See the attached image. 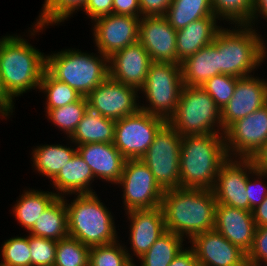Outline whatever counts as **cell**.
Instances as JSON below:
<instances>
[{
    "label": "cell",
    "instance_id": "cell-34",
    "mask_svg": "<svg viewBox=\"0 0 267 266\" xmlns=\"http://www.w3.org/2000/svg\"><path fill=\"white\" fill-rule=\"evenodd\" d=\"M88 102L86 97H82L79 101L67 104L56 109H46L45 113L53 125L57 126L67 137H71L75 132L78 123L83 118Z\"/></svg>",
    "mask_w": 267,
    "mask_h": 266
},
{
    "label": "cell",
    "instance_id": "cell-7",
    "mask_svg": "<svg viewBox=\"0 0 267 266\" xmlns=\"http://www.w3.org/2000/svg\"><path fill=\"white\" fill-rule=\"evenodd\" d=\"M167 122L181 136L224 134L221 109L201 86L183 85L176 112Z\"/></svg>",
    "mask_w": 267,
    "mask_h": 266
},
{
    "label": "cell",
    "instance_id": "cell-42",
    "mask_svg": "<svg viewBox=\"0 0 267 266\" xmlns=\"http://www.w3.org/2000/svg\"><path fill=\"white\" fill-rule=\"evenodd\" d=\"M246 260L267 261V226L256 227L251 250Z\"/></svg>",
    "mask_w": 267,
    "mask_h": 266
},
{
    "label": "cell",
    "instance_id": "cell-41",
    "mask_svg": "<svg viewBox=\"0 0 267 266\" xmlns=\"http://www.w3.org/2000/svg\"><path fill=\"white\" fill-rule=\"evenodd\" d=\"M250 178L252 181L250 180ZM262 178L263 180L267 178V173L259 171L255 168H253L251 170V173L248 174V180L246 182V192L248 196L249 206L252 210L255 209L258 205H260L267 196V184H263L264 182H262Z\"/></svg>",
    "mask_w": 267,
    "mask_h": 266
},
{
    "label": "cell",
    "instance_id": "cell-39",
    "mask_svg": "<svg viewBox=\"0 0 267 266\" xmlns=\"http://www.w3.org/2000/svg\"><path fill=\"white\" fill-rule=\"evenodd\" d=\"M238 79L231 75L219 74L209 78L201 87L222 109L232 98Z\"/></svg>",
    "mask_w": 267,
    "mask_h": 266
},
{
    "label": "cell",
    "instance_id": "cell-32",
    "mask_svg": "<svg viewBox=\"0 0 267 266\" xmlns=\"http://www.w3.org/2000/svg\"><path fill=\"white\" fill-rule=\"evenodd\" d=\"M87 0H45L43 9L38 16L31 30V36L35 35L48 25H59L64 20H67L73 13H77L78 9H84Z\"/></svg>",
    "mask_w": 267,
    "mask_h": 266
},
{
    "label": "cell",
    "instance_id": "cell-19",
    "mask_svg": "<svg viewBox=\"0 0 267 266\" xmlns=\"http://www.w3.org/2000/svg\"><path fill=\"white\" fill-rule=\"evenodd\" d=\"M151 63L148 52L137 41L109 57V76L139 91L145 84Z\"/></svg>",
    "mask_w": 267,
    "mask_h": 266
},
{
    "label": "cell",
    "instance_id": "cell-30",
    "mask_svg": "<svg viewBox=\"0 0 267 266\" xmlns=\"http://www.w3.org/2000/svg\"><path fill=\"white\" fill-rule=\"evenodd\" d=\"M164 16L176 31L204 17H216L211 0H172Z\"/></svg>",
    "mask_w": 267,
    "mask_h": 266
},
{
    "label": "cell",
    "instance_id": "cell-46",
    "mask_svg": "<svg viewBox=\"0 0 267 266\" xmlns=\"http://www.w3.org/2000/svg\"><path fill=\"white\" fill-rule=\"evenodd\" d=\"M188 248H184L169 266H200L194 251L190 247Z\"/></svg>",
    "mask_w": 267,
    "mask_h": 266
},
{
    "label": "cell",
    "instance_id": "cell-12",
    "mask_svg": "<svg viewBox=\"0 0 267 266\" xmlns=\"http://www.w3.org/2000/svg\"><path fill=\"white\" fill-rule=\"evenodd\" d=\"M224 140L229 158L251 159L267 141V104L232 123Z\"/></svg>",
    "mask_w": 267,
    "mask_h": 266
},
{
    "label": "cell",
    "instance_id": "cell-37",
    "mask_svg": "<svg viewBox=\"0 0 267 266\" xmlns=\"http://www.w3.org/2000/svg\"><path fill=\"white\" fill-rule=\"evenodd\" d=\"M90 247L66 237L57 241L54 266H89Z\"/></svg>",
    "mask_w": 267,
    "mask_h": 266
},
{
    "label": "cell",
    "instance_id": "cell-11",
    "mask_svg": "<svg viewBox=\"0 0 267 266\" xmlns=\"http://www.w3.org/2000/svg\"><path fill=\"white\" fill-rule=\"evenodd\" d=\"M118 186L123 189L125 212L161 206L163 190L141 159H127Z\"/></svg>",
    "mask_w": 267,
    "mask_h": 266
},
{
    "label": "cell",
    "instance_id": "cell-17",
    "mask_svg": "<svg viewBox=\"0 0 267 266\" xmlns=\"http://www.w3.org/2000/svg\"><path fill=\"white\" fill-rule=\"evenodd\" d=\"M189 243L200 266H246L247 254L215 229L194 236Z\"/></svg>",
    "mask_w": 267,
    "mask_h": 266
},
{
    "label": "cell",
    "instance_id": "cell-13",
    "mask_svg": "<svg viewBox=\"0 0 267 266\" xmlns=\"http://www.w3.org/2000/svg\"><path fill=\"white\" fill-rule=\"evenodd\" d=\"M138 90L108 76L87 96L88 107L101 116L119 120L140 109ZM138 98V99H137Z\"/></svg>",
    "mask_w": 267,
    "mask_h": 266
},
{
    "label": "cell",
    "instance_id": "cell-14",
    "mask_svg": "<svg viewBox=\"0 0 267 266\" xmlns=\"http://www.w3.org/2000/svg\"><path fill=\"white\" fill-rule=\"evenodd\" d=\"M253 168L251 159L228 158L220 166L211 189L217 203L252 212L246 192V182Z\"/></svg>",
    "mask_w": 267,
    "mask_h": 266
},
{
    "label": "cell",
    "instance_id": "cell-29",
    "mask_svg": "<svg viewBox=\"0 0 267 266\" xmlns=\"http://www.w3.org/2000/svg\"><path fill=\"white\" fill-rule=\"evenodd\" d=\"M77 153V147L61 144L36 146L32 151L33 165L38 173L50 181Z\"/></svg>",
    "mask_w": 267,
    "mask_h": 266
},
{
    "label": "cell",
    "instance_id": "cell-6",
    "mask_svg": "<svg viewBox=\"0 0 267 266\" xmlns=\"http://www.w3.org/2000/svg\"><path fill=\"white\" fill-rule=\"evenodd\" d=\"M97 53L89 54L71 48L47 54L46 71L86 97L109 76V58Z\"/></svg>",
    "mask_w": 267,
    "mask_h": 266
},
{
    "label": "cell",
    "instance_id": "cell-8",
    "mask_svg": "<svg viewBox=\"0 0 267 266\" xmlns=\"http://www.w3.org/2000/svg\"><path fill=\"white\" fill-rule=\"evenodd\" d=\"M183 85L181 64L152 62L139 90L147 102L140 109L168 121L176 112Z\"/></svg>",
    "mask_w": 267,
    "mask_h": 266
},
{
    "label": "cell",
    "instance_id": "cell-5",
    "mask_svg": "<svg viewBox=\"0 0 267 266\" xmlns=\"http://www.w3.org/2000/svg\"><path fill=\"white\" fill-rule=\"evenodd\" d=\"M234 26L232 30L221 28L214 38L218 43L219 74L248 77L265 60L262 35L250 25Z\"/></svg>",
    "mask_w": 267,
    "mask_h": 266
},
{
    "label": "cell",
    "instance_id": "cell-35",
    "mask_svg": "<svg viewBox=\"0 0 267 266\" xmlns=\"http://www.w3.org/2000/svg\"><path fill=\"white\" fill-rule=\"evenodd\" d=\"M213 13L220 21L233 25H250L253 0H211Z\"/></svg>",
    "mask_w": 267,
    "mask_h": 266
},
{
    "label": "cell",
    "instance_id": "cell-1",
    "mask_svg": "<svg viewBox=\"0 0 267 266\" xmlns=\"http://www.w3.org/2000/svg\"><path fill=\"white\" fill-rule=\"evenodd\" d=\"M217 201L210 189L176 188L163 192L166 230L191 240L215 226Z\"/></svg>",
    "mask_w": 267,
    "mask_h": 266
},
{
    "label": "cell",
    "instance_id": "cell-49",
    "mask_svg": "<svg viewBox=\"0 0 267 266\" xmlns=\"http://www.w3.org/2000/svg\"><path fill=\"white\" fill-rule=\"evenodd\" d=\"M260 15L267 21V0H253L251 26L255 25V21L261 17Z\"/></svg>",
    "mask_w": 267,
    "mask_h": 266
},
{
    "label": "cell",
    "instance_id": "cell-18",
    "mask_svg": "<svg viewBox=\"0 0 267 266\" xmlns=\"http://www.w3.org/2000/svg\"><path fill=\"white\" fill-rule=\"evenodd\" d=\"M253 76L237 80L232 98L221 109L223 131L238 119L267 104V80Z\"/></svg>",
    "mask_w": 267,
    "mask_h": 266
},
{
    "label": "cell",
    "instance_id": "cell-48",
    "mask_svg": "<svg viewBox=\"0 0 267 266\" xmlns=\"http://www.w3.org/2000/svg\"><path fill=\"white\" fill-rule=\"evenodd\" d=\"M256 227L267 226V196L264 201L252 211Z\"/></svg>",
    "mask_w": 267,
    "mask_h": 266
},
{
    "label": "cell",
    "instance_id": "cell-54",
    "mask_svg": "<svg viewBox=\"0 0 267 266\" xmlns=\"http://www.w3.org/2000/svg\"><path fill=\"white\" fill-rule=\"evenodd\" d=\"M2 116V119L5 117V119L9 118V116L3 112L2 110H0V117ZM7 117V118H6Z\"/></svg>",
    "mask_w": 267,
    "mask_h": 266
},
{
    "label": "cell",
    "instance_id": "cell-15",
    "mask_svg": "<svg viewBox=\"0 0 267 266\" xmlns=\"http://www.w3.org/2000/svg\"><path fill=\"white\" fill-rule=\"evenodd\" d=\"M141 17L110 14L93 22L94 44L102 55L111 57L116 51L139 41Z\"/></svg>",
    "mask_w": 267,
    "mask_h": 266
},
{
    "label": "cell",
    "instance_id": "cell-3",
    "mask_svg": "<svg viewBox=\"0 0 267 266\" xmlns=\"http://www.w3.org/2000/svg\"><path fill=\"white\" fill-rule=\"evenodd\" d=\"M224 134L182 136L181 188L212 189L220 166L228 159Z\"/></svg>",
    "mask_w": 267,
    "mask_h": 266
},
{
    "label": "cell",
    "instance_id": "cell-10",
    "mask_svg": "<svg viewBox=\"0 0 267 266\" xmlns=\"http://www.w3.org/2000/svg\"><path fill=\"white\" fill-rule=\"evenodd\" d=\"M166 123L165 119L139 109L116 120L113 144L126 160L141 159Z\"/></svg>",
    "mask_w": 267,
    "mask_h": 266
},
{
    "label": "cell",
    "instance_id": "cell-2",
    "mask_svg": "<svg viewBox=\"0 0 267 266\" xmlns=\"http://www.w3.org/2000/svg\"><path fill=\"white\" fill-rule=\"evenodd\" d=\"M46 70V55L18 35H8L0 52V81L14 100L31 89H38Z\"/></svg>",
    "mask_w": 267,
    "mask_h": 266
},
{
    "label": "cell",
    "instance_id": "cell-28",
    "mask_svg": "<svg viewBox=\"0 0 267 266\" xmlns=\"http://www.w3.org/2000/svg\"><path fill=\"white\" fill-rule=\"evenodd\" d=\"M57 194L35 189L24 190L16 204L13 205L15 219L27 232L34 226L40 215L57 198Z\"/></svg>",
    "mask_w": 267,
    "mask_h": 266
},
{
    "label": "cell",
    "instance_id": "cell-27",
    "mask_svg": "<svg viewBox=\"0 0 267 266\" xmlns=\"http://www.w3.org/2000/svg\"><path fill=\"white\" fill-rule=\"evenodd\" d=\"M64 198L66 197H57L50 204L28 231L30 235L55 241L69 236L67 208Z\"/></svg>",
    "mask_w": 267,
    "mask_h": 266
},
{
    "label": "cell",
    "instance_id": "cell-43",
    "mask_svg": "<svg viewBox=\"0 0 267 266\" xmlns=\"http://www.w3.org/2000/svg\"><path fill=\"white\" fill-rule=\"evenodd\" d=\"M83 12L93 23L99 17L113 14V0H87Z\"/></svg>",
    "mask_w": 267,
    "mask_h": 266
},
{
    "label": "cell",
    "instance_id": "cell-26",
    "mask_svg": "<svg viewBox=\"0 0 267 266\" xmlns=\"http://www.w3.org/2000/svg\"><path fill=\"white\" fill-rule=\"evenodd\" d=\"M115 123V120L103 117L88 107L68 140L70 139V143H74L75 146L86 143H113Z\"/></svg>",
    "mask_w": 267,
    "mask_h": 266
},
{
    "label": "cell",
    "instance_id": "cell-50",
    "mask_svg": "<svg viewBox=\"0 0 267 266\" xmlns=\"http://www.w3.org/2000/svg\"><path fill=\"white\" fill-rule=\"evenodd\" d=\"M13 109H15L14 101L3 90V87L0 81V110H2L8 116H10L14 112Z\"/></svg>",
    "mask_w": 267,
    "mask_h": 266
},
{
    "label": "cell",
    "instance_id": "cell-4",
    "mask_svg": "<svg viewBox=\"0 0 267 266\" xmlns=\"http://www.w3.org/2000/svg\"><path fill=\"white\" fill-rule=\"evenodd\" d=\"M64 200L69 237L79 240L88 247L119 241L111 211L99 200L96 192L76 194L70 203Z\"/></svg>",
    "mask_w": 267,
    "mask_h": 266
},
{
    "label": "cell",
    "instance_id": "cell-33",
    "mask_svg": "<svg viewBox=\"0 0 267 266\" xmlns=\"http://www.w3.org/2000/svg\"><path fill=\"white\" fill-rule=\"evenodd\" d=\"M39 91L45 93V109H56L82 98L74 88L53 78L46 70L43 73Z\"/></svg>",
    "mask_w": 267,
    "mask_h": 266
},
{
    "label": "cell",
    "instance_id": "cell-24",
    "mask_svg": "<svg viewBox=\"0 0 267 266\" xmlns=\"http://www.w3.org/2000/svg\"><path fill=\"white\" fill-rule=\"evenodd\" d=\"M94 179L91 168L77 152L51 180L58 197L72 194L95 193L91 184Z\"/></svg>",
    "mask_w": 267,
    "mask_h": 266
},
{
    "label": "cell",
    "instance_id": "cell-16",
    "mask_svg": "<svg viewBox=\"0 0 267 266\" xmlns=\"http://www.w3.org/2000/svg\"><path fill=\"white\" fill-rule=\"evenodd\" d=\"M177 31L165 16H144L139 23V42L152 62L178 64L176 52Z\"/></svg>",
    "mask_w": 267,
    "mask_h": 266
},
{
    "label": "cell",
    "instance_id": "cell-21",
    "mask_svg": "<svg viewBox=\"0 0 267 266\" xmlns=\"http://www.w3.org/2000/svg\"><path fill=\"white\" fill-rule=\"evenodd\" d=\"M130 223V245L134 256L141 257L166 230L162 207L125 212Z\"/></svg>",
    "mask_w": 267,
    "mask_h": 266
},
{
    "label": "cell",
    "instance_id": "cell-31",
    "mask_svg": "<svg viewBox=\"0 0 267 266\" xmlns=\"http://www.w3.org/2000/svg\"><path fill=\"white\" fill-rule=\"evenodd\" d=\"M179 235L166 231L138 259L141 266H169L173 259L184 249ZM137 266V265H136Z\"/></svg>",
    "mask_w": 267,
    "mask_h": 266
},
{
    "label": "cell",
    "instance_id": "cell-25",
    "mask_svg": "<svg viewBox=\"0 0 267 266\" xmlns=\"http://www.w3.org/2000/svg\"><path fill=\"white\" fill-rule=\"evenodd\" d=\"M218 43L198 50L181 63L184 85L202 86L209 78L219 75Z\"/></svg>",
    "mask_w": 267,
    "mask_h": 266
},
{
    "label": "cell",
    "instance_id": "cell-52",
    "mask_svg": "<svg viewBox=\"0 0 267 266\" xmlns=\"http://www.w3.org/2000/svg\"><path fill=\"white\" fill-rule=\"evenodd\" d=\"M264 38L262 37V46H263V50H264V52H265V59H267L266 57H267V44L264 42V40H263Z\"/></svg>",
    "mask_w": 267,
    "mask_h": 266
},
{
    "label": "cell",
    "instance_id": "cell-53",
    "mask_svg": "<svg viewBox=\"0 0 267 266\" xmlns=\"http://www.w3.org/2000/svg\"><path fill=\"white\" fill-rule=\"evenodd\" d=\"M7 37H8V35H7V36H3V37H1V39H0V52H1V49H2V44H3L4 40H5Z\"/></svg>",
    "mask_w": 267,
    "mask_h": 266
},
{
    "label": "cell",
    "instance_id": "cell-45",
    "mask_svg": "<svg viewBox=\"0 0 267 266\" xmlns=\"http://www.w3.org/2000/svg\"><path fill=\"white\" fill-rule=\"evenodd\" d=\"M113 14L142 17L139 0H113Z\"/></svg>",
    "mask_w": 267,
    "mask_h": 266
},
{
    "label": "cell",
    "instance_id": "cell-9",
    "mask_svg": "<svg viewBox=\"0 0 267 266\" xmlns=\"http://www.w3.org/2000/svg\"><path fill=\"white\" fill-rule=\"evenodd\" d=\"M181 140L182 136L167 122L141 157L163 191L181 188Z\"/></svg>",
    "mask_w": 267,
    "mask_h": 266
},
{
    "label": "cell",
    "instance_id": "cell-51",
    "mask_svg": "<svg viewBox=\"0 0 267 266\" xmlns=\"http://www.w3.org/2000/svg\"><path fill=\"white\" fill-rule=\"evenodd\" d=\"M267 266V261L262 260H246V266Z\"/></svg>",
    "mask_w": 267,
    "mask_h": 266
},
{
    "label": "cell",
    "instance_id": "cell-44",
    "mask_svg": "<svg viewBox=\"0 0 267 266\" xmlns=\"http://www.w3.org/2000/svg\"><path fill=\"white\" fill-rule=\"evenodd\" d=\"M172 0H139L142 17L164 16Z\"/></svg>",
    "mask_w": 267,
    "mask_h": 266
},
{
    "label": "cell",
    "instance_id": "cell-40",
    "mask_svg": "<svg viewBox=\"0 0 267 266\" xmlns=\"http://www.w3.org/2000/svg\"><path fill=\"white\" fill-rule=\"evenodd\" d=\"M32 266H54L57 241L28 235Z\"/></svg>",
    "mask_w": 267,
    "mask_h": 266
},
{
    "label": "cell",
    "instance_id": "cell-20",
    "mask_svg": "<svg viewBox=\"0 0 267 266\" xmlns=\"http://www.w3.org/2000/svg\"><path fill=\"white\" fill-rule=\"evenodd\" d=\"M214 229L246 254L251 250L256 229L252 212L217 203Z\"/></svg>",
    "mask_w": 267,
    "mask_h": 266
},
{
    "label": "cell",
    "instance_id": "cell-22",
    "mask_svg": "<svg viewBox=\"0 0 267 266\" xmlns=\"http://www.w3.org/2000/svg\"><path fill=\"white\" fill-rule=\"evenodd\" d=\"M76 147L95 179L115 185L120 181L126 159L113 143H86Z\"/></svg>",
    "mask_w": 267,
    "mask_h": 266
},
{
    "label": "cell",
    "instance_id": "cell-38",
    "mask_svg": "<svg viewBox=\"0 0 267 266\" xmlns=\"http://www.w3.org/2000/svg\"><path fill=\"white\" fill-rule=\"evenodd\" d=\"M0 266H32L28 236L12 237L2 244Z\"/></svg>",
    "mask_w": 267,
    "mask_h": 266
},
{
    "label": "cell",
    "instance_id": "cell-23",
    "mask_svg": "<svg viewBox=\"0 0 267 266\" xmlns=\"http://www.w3.org/2000/svg\"><path fill=\"white\" fill-rule=\"evenodd\" d=\"M217 19V17H204L177 31L178 64L214 41L217 32L222 28V26H218Z\"/></svg>",
    "mask_w": 267,
    "mask_h": 266
},
{
    "label": "cell",
    "instance_id": "cell-47",
    "mask_svg": "<svg viewBox=\"0 0 267 266\" xmlns=\"http://www.w3.org/2000/svg\"><path fill=\"white\" fill-rule=\"evenodd\" d=\"M254 168L266 172L267 171V141L251 158Z\"/></svg>",
    "mask_w": 267,
    "mask_h": 266
},
{
    "label": "cell",
    "instance_id": "cell-36",
    "mask_svg": "<svg viewBox=\"0 0 267 266\" xmlns=\"http://www.w3.org/2000/svg\"><path fill=\"white\" fill-rule=\"evenodd\" d=\"M118 242L90 247L89 266H132L133 254Z\"/></svg>",
    "mask_w": 267,
    "mask_h": 266
}]
</instances>
